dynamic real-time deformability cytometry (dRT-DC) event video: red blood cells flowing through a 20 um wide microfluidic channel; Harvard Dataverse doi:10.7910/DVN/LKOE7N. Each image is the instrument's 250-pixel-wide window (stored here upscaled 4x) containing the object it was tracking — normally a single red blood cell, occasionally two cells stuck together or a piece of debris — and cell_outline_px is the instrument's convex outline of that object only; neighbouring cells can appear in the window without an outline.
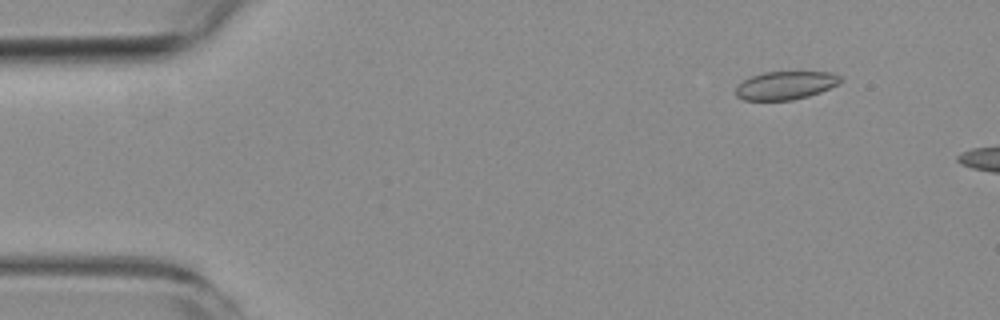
{"species": "common noctule bat (a hibernating species)", "species_latin": "Nyctalus noctula", "temperature_condition": "room temperature", "stored_images_in_passage": 4, "camera_frame_rate_fps": 3000, "um_per_image_px": 0.085, "animal": {"sex": "female", "body_mass_g": 19.3, "forearm_length_mm": 54.1}, "frame": {"image": 1, "passage_image": 2, "time_ms": 1.333, "image_size_px": [1000, 320], "cell_outline_px": [[840, 84], [820, 92], [808, 96], [792, 100], [744, 100], [736, 96], [736, 88], [744, 80], [752, 76], [764, 72], [832, 72], [840, 76]], "centroid_in_image_um": [66.79, 7.26], "position_along_channel_um": 18.2, "area_um2": 17.11}}